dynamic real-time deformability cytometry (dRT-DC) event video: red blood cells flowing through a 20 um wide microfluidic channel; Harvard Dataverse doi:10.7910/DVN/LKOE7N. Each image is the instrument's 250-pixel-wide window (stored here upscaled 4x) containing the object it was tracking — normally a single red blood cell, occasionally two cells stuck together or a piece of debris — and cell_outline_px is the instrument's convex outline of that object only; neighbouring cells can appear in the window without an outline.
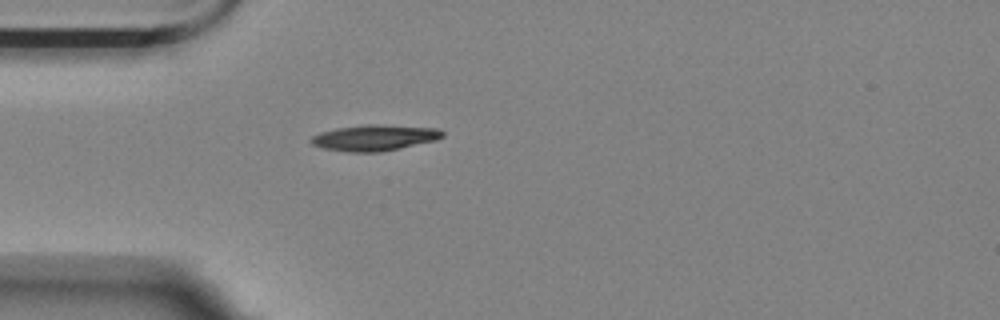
{"species": "Egyptian fruit bat (a non-hibernating species)", "species_latin": "Rousettus aegyptiacus", "temperature_condition": "room temperature", "stored_images_in_passage": 1, "camera_frame_rate_fps": 3000, "um_per_image_px": 0.085, "animal": {"sex": "female"}, "frame": {"image": 1, "passage_image": 1, "time_ms": 0.0, "image_size_px": [1000, 320], "cell_outline_px": [[444, 136], [436, 140], [400, 148], [380, 152], [348, 152], [324, 148], [312, 144], [308, 140], [312, 136], [320, 132], [336, 128], [368, 124], [380, 124], [440, 128], [444, 132]], "centroid_in_image_um": [31.85, 11.7], "position_along_channel_um": 53.2, "area_um2": 20.0}}